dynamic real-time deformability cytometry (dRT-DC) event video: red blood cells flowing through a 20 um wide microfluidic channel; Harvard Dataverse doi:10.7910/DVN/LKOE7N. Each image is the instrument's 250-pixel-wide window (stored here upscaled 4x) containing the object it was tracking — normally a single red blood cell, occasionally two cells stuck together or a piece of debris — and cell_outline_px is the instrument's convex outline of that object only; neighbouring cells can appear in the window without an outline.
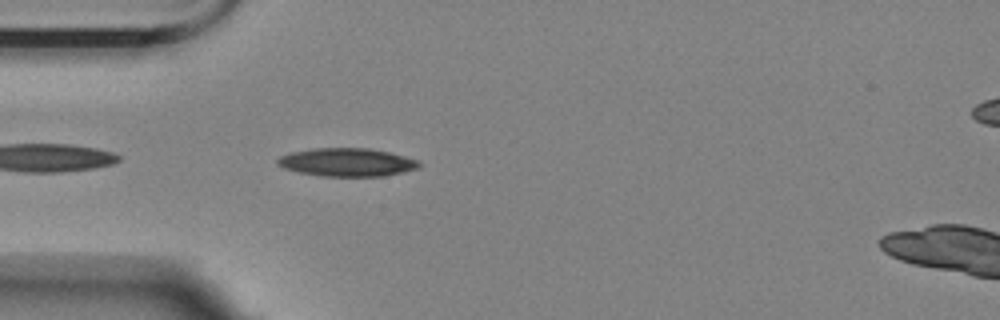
{"species": "Egyptian fruit bat (a non-hibernating species)", "species_latin": "Rousettus aegyptiacus", "temperature_condition": "room temperature", "stored_images_in_passage": 2, "camera_frame_rate_fps": 3000, "um_per_image_px": 0.085, "animal": {"sex": "female"}, "frame": {"image": 1, "passage_image": 2, "time_ms": 1.333, "image_size_px": [1000, 320], "cell_outline_px": [[424, 164], [420, 168], [404, 172], [384, 176], [320, 176], [300, 172], [284, 168], [276, 164], [276, 160], [280, 156], [292, 152], [316, 148], [368, 148], [388, 152], [420, 160]], "centroid_in_image_um": [29.55, 13.79], "position_along_channel_um": 55.5, "area_um2": 23.41}}